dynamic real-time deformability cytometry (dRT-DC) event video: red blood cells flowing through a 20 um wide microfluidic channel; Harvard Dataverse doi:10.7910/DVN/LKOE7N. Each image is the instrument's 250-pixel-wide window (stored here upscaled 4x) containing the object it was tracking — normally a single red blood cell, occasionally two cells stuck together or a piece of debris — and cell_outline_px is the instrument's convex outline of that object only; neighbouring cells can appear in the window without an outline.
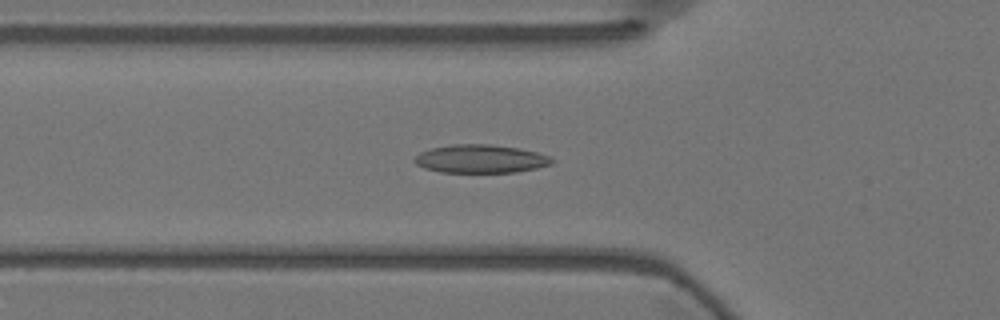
{"species": "Egyptian fruit bat (a non-hibernating species)", "species_latin": "Rousettus aegyptiacus", "temperature_condition": "warm", "stored_images_in_passage": 39, "camera_frame_rate_fps": 3000, "um_per_image_px": 0.085, "animal": {"sex": "female"}, "frame": {"image": 1, "passage_image": 14, "time_ms": 4.333, "image_size_px": [1000, 320], "cell_outline_px": [[556, 160], [552, 164], [536, 168], [516, 172], [440, 172], [424, 168], [416, 164], [412, 160], [420, 152], [432, 148], [452, 144], [488, 144], [520, 148], [536, 152], [548, 156]], "centroid_in_image_um": [40.85, 13.5], "position_along_channel_um": 85.0, "area_um2": 22.66}}
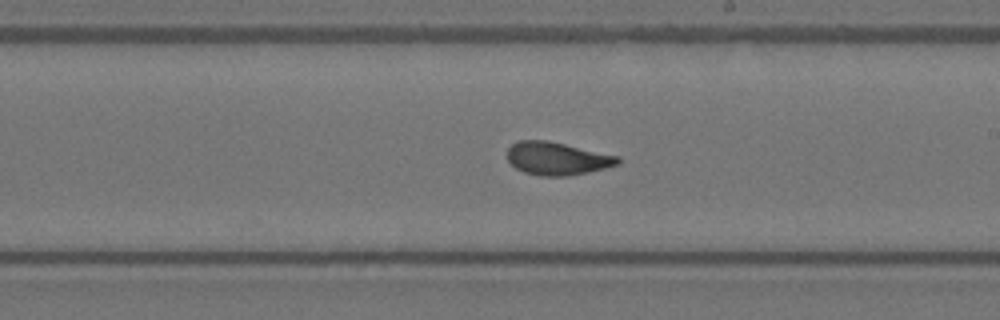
{"frame": {"image": 2, "passage_image": 27, "time_ms": 8.667, "image_size_px": [1000, 320], "cell_outline_px": [[620, 164], [588, 172], [568, 176], [540, 176], [524, 172], [516, 168], [508, 160], [508, 148], [512, 144], [520, 140], [548, 140], [620, 156]], "centroid_in_image_um": [47.37, 13.47], "position_along_channel_um": 241.6, "area_um2": 21.27}}
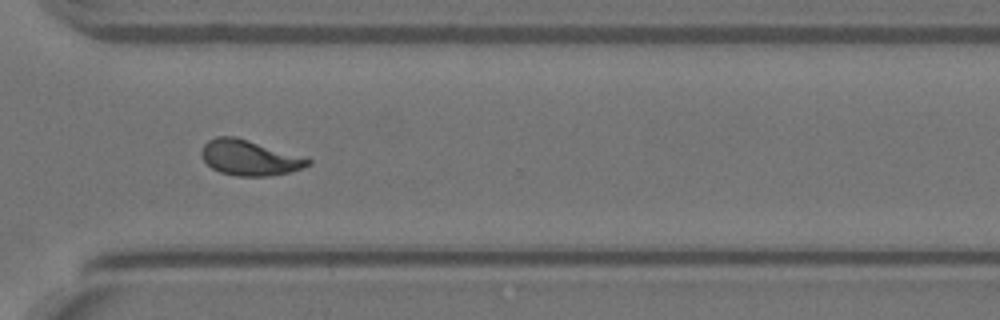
{"frame": {"image": 3, "passage_image": 36, "time_ms": 11.667, "image_size_px": [1000, 320], "cell_outline_px": [[312, 164], [304, 168], [288, 172], [268, 176], [236, 176], [220, 172], [212, 168], [200, 156], [200, 152], [204, 144], [208, 140], [216, 136], [236, 136], [312, 160]], "centroid_in_image_um": [21.17, 13.41], "position_along_channel_um": 349.4, "area_um2": 21.79}, "authors_computed_cell_mechanics": {"area_um2": 21.7906, "velocity_mm_per_s": 3.6035, "shape_relaxation_time_tau1_ms": 6.7465, "shape_relaxation_time_tau2_ms": 1.7945, "deformation_change_tau1": 0.1977, "deformation_change_tau2": 0.0647}}